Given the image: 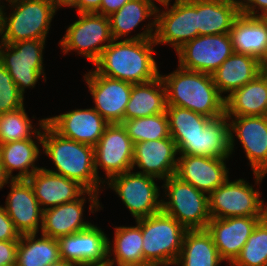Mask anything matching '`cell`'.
Instances as JSON below:
<instances>
[{
  "label": "cell",
  "mask_w": 267,
  "mask_h": 266,
  "mask_svg": "<svg viewBox=\"0 0 267 266\" xmlns=\"http://www.w3.org/2000/svg\"><path fill=\"white\" fill-rule=\"evenodd\" d=\"M146 27V29H145ZM136 35L113 40L93 64L103 76L131 84L146 83L160 76L159 67L153 57L155 18Z\"/></svg>",
  "instance_id": "6da1fadb"
},
{
  "label": "cell",
  "mask_w": 267,
  "mask_h": 266,
  "mask_svg": "<svg viewBox=\"0 0 267 266\" xmlns=\"http://www.w3.org/2000/svg\"><path fill=\"white\" fill-rule=\"evenodd\" d=\"M160 77L167 105L189 109L211 119L225 114V96L219 93L211 74L178 66L172 73L160 74Z\"/></svg>",
  "instance_id": "7a4b0ae2"
},
{
  "label": "cell",
  "mask_w": 267,
  "mask_h": 266,
  "mask_svg": "<svg viewBox=\"0 0 267 266\" xmlns=\"http://www.w3.org/2000/svg\"><path fill=\"white\" fill-rule=\"evenodd\" d=\"M41 147L56 168L46 170L75 180L86 190L99 193L100 184L105 187L104 179L96 174L94 147L60 136L47 123L42 128Z\"/></svg>",
  "instance_id": "3957f363"
},
{
  "label": "cell",
  "mask_w": 267,
  "mask_h": 266,
  "mask_svg": "<svg viewBox=\"0 0 267 266\" xmlns=\"http://www.w3.org/2000/svg\"><path fill=\"white\" fill-rule=\"evenodd\" d=\"M143 235V257L149 266L174 265L181 252L187 229L162 211L135 220Z\"/></svg>",
  "instance_id": "277c9868"
},
{
  "label": "cell",
  "mask_w": 267,
  "mask_h": 266,
  "mask_svg": "<svg viewBox=\"0 0 267 266\" xmlns=\"http://www.w3.org/2000/svg\"><path fill=\"white\" fill-rule=\"evenodd\" d=\"M12 8L7 16L3 12L2 43H16L25 40H46L52 18L56 14L49 0H10Z\"/></svg>",
  "instance_id": "5b68a950"
},
{
  "label": "cell",
  "mask_w": 267,
  "mask_h": 266,
  "mask_svg": "<svg viewBox=\"0 0 267 266\" xmlns=\"http://www.w3.org/2000/svg\"><path fill=\"white\" fill-rule=\"evenodd\" d=\"M165 189L161 211L175 218L187 230L206 229L211 220L208 194L172 175L161 186ZM168 199V200H167Z\"/></svg>",
  "instance_id": "8992f818"
},
{
  "label": "cell",
  "mask_w": 267,
  "mask_h": 266,
  "mask_svg": "<svg viewBox=\"0 0 267 266\" xmlns=\"http://www.w3.org/2000/svg\"><path fill=\"white\" fill-rule=\"evenodd\" d=\"M78 15L79 19L69 25L59 45L64 54L72 50L94 64L103 50L113 41L110 21L107 16L97 13H78Z\"/></svg>",
  "instance_id": "52a82bcc"
},
{
  "label": "cell",
  "mask_w": 267,
  "mask_h": 266,
  "mask_svg": "<svg viewBox=\"0 0 267 266\" xmlns=\"http://www.w3.org/2000/svg\"><path fill=\"white\" fill-rule=\"evenodd\" d=\"M229 180L208 195L211 218L267 216V205L258 189L242 178Z\"/></svg>",
  "instance_id": "ba28073f"
},
{
  "label": "cell",
  "mask_w": 267,
  "mask_h": 266,
  "mask_svg": "<svg viewBox=\"0 0 267 266\" xmlns=\"http://www.w3.org/2000/svg\"><path fill=\"white\" fill-rule=\"evenodd\" d=\"M45 41L33 39L12 44L0 42V60L23 96L25 89L34 88L40 77L46 82L43 67Z\"/></svg>",
  "instance_id": "9c48e42d"
},
{
  "label": "cell",
  "mask_w": 267,
  "mask_h": 266,
  "mask_svg": "<svg viewBox=\"0 0 267 266\" xmlns=\"http://www.w3.org/2000/svg\"><path fill=\"white\" fill-rule=\"evenodd\" d=\"M132 171L111 177L105 186L115 191L135 220L161 212L162 199L156 178Z\"/></svg>",
  "instance_id": "30bf717a"
},
{
  "label": "cell",
  "mask_w": 267,
  "mask_h": 266,
  "mask_svg": "<svg viewBox=\"0 0 267 266\" xmlns=\"http://www.w3.org/2000/svg\"><path fill=\"white\" fill-rule=\"evenodd\" d=\"M227 117L231 154L235 148L236 136L246 152V158L255 176V185L258 186L267 174V116Z\"/></svg>",
  "instance_id": "8fae6325"
},
{
  "label": "cell",
  "mask_w": 267,
  "mask_h": 266,
  "mask_svg": "<svg viewBox=\"0 0 267 266\" xmlns=\"http://www.w3.org/2000/svg\"><path fill=\"white\" fill-rule=\"evenodd\" d=\"M165 11L156 9L155 35L156 45L169 44L175 51L198 36L197 0H175Z\"/></svg>",
  "instance_id": "7c38bea8"
},
{
  "label": "cell",
  "mask_w": 267,
  "mask_h": 266,
  "mask_svg": "<svg viewBox=\"0 0 267 266\" xmlns=\"http://www.w3.org/2000/svg\"><path fill=\"white\" fill-rule=\"evenodd\" d=\"M179 66L212 74L234 51L229 33L199 35L176 51Z\"/></svg>",
  "instance_id": "4fadbf2b"
},
{
  "label": "cell",
  "mask_w": 267,
  "mask_h": 266,
  "mask_svg": "<svg viewBox=\"0 0 267 266\" xmlns=\"http://www.w3.org/2000/svg\"><path fill=\"white\" fill-rule=\"evenodd\" d=\"M133 151L134 144L122 124H109L94 146L97 176L98 167L105 171L104 183L115 175L132 170Z\"/></svg>",
  "instance_id": "5bb4252c"
},
{
  "label": "cell",
  "mask_w": 267,
  "mask_h": 266,
  "mask_svg": "<svg viewBox=\"0 0 267 266\" xmlns=\"http://www.w3.org/2000/svg\"><path fill=\"white\" fill-rule=\"evenodd\" d=\"M93 97V108L109 123H121L133 84L100 75L95 69L84 75Z\"/></svg>",
  "instance_id": "9a60e30c"
},
{
  "label": "cell",
  "mask_w": 267,
  "mask_h": 266,
  "mask_svg": "<svg viewBox=\"0 0 267 266\" xmlns=\"http://www.w3.org/2000/svg\"><path fill=\"white\" fill-rule=\"evenodd\" d=\"M85 194L88 198L85 197ZM99 193L86 190L79 198L43 211L41 234L58 239L88 228L92 223L84 221L83 212L86 199L89 200V211H99ZM101 207V208H100Z\"/></svg>",
  "instance_id": "2e32d148"
},
{
  "label": "cell",
  "mask_w": 267,
  "mask_h": 266,
  "mask_svg": "<svg viewBox=\"0 0 267 266\" xmlns=\"http://www.w3.org/2000/svg\"><path fill=\"white\" fill-rule=\"evenodd\" d=\"M101 228L91 224L71 235L59 237L60 258L80 266L106 265L108 237Z\"/></svg>",
  "instance_id": "e0dca14e"
},
{
  "label": "cell",
  "mask_w": 267,
  "mask_h": 266,
  "mask_svg": "<svg viewBox=\"0 0 267 266\" xmlns=\"http://www.w3.org/2000/svg\"><path fill=\"white\" fill-rule=\"evenodd\" d=\"M229 120L224 114L211 119L195 136H170L176 143L178 154L229 158Z\"/></svg>",
  "instance_id": "ac0fdd59"
},
{
  "label": "cell",
  "mask_w": 267,
  "mask_h": 266,
  "mask_svg": "<svg viewBox=\"0 0 267 266\" xmlns=\"http://www.w3.org/2000/svg\"><path fill=\"white\" fill-rule=\"evenodd\" d=\"M265 217L211 218L206 229L211 234L220 257L231 264L239 255L257 224Z\"/></svg>",
  "instance_id": "d6986e66"
},
{
  "label": "cell",
  "mask_w": 267,
  "mask_h": 266,
  "mask_svg": "<svg viewBox=\"0 0 267 266\" xmlns=\"http://www.w3.org/2000/svg\"><path fill=\"white\" fill-rule=\"evenodd\" d=\"M5 210L20 235L37 234L42 228L43 210L26 179H12Z\"/></svg>",
  "instance_id": "ffe728a7"
},
{
  "label": "cell",
  "mask_w": 267,
  "mask_h": 266,
  "mask_svg": "<svg viewBox=\"0 0 267 266\" xmlns=\"http://www.w3.org/2000/svg\"><path fill=\"white\" fill-rule=\"evenodd\" d=\"M46 123L60 136L92 147L109 125L93 107L47 117Z\"/></svg>",
  "instance_id": "44dd1931"
},
{
  "label": "cell",
  "mask_w": 267,
  "mask_h": 266,
  "mask_svg": "<svg viewBox=\"0 0 267 266\" xmlns=\"http://www.w3.org/2000/svg\"><path fill=\"white\" fill-rule=\"evenodd\" d=\"M178 150L171 138L142 141L134 144L132 170L137 166L138 173L149 175L157 180H165L175 175Z\"/></svg>",
  "instance_id": "7402d4cb"
},
{
  "label": "cell",
  "mask_w": 267,
  "mask_h": 266,
  "mask_svg": "<svg viewBox=\"0 0 267 266\" xmlns=\"http://www.w3.org/2000/svg\"><path fill=\"white\" fill-rule=\"evenodd\" d=\"M226 159L180 154L175 176L209 195L229 178Z\"/></svg>",
  "instance_id": "603a6c76"
},
{
  "label": "cell",
  "mask_w": 267,
  "mask_h": 266,
  "mask_svg": "<svg viewBox=\"0 0 267 266\" xmlns=\"http://www.w3.org/2000/svg\"><path fill=\"white\" fill-rule=\"evenodd\" d=\"M26 180L43 211L72 202L86 191L77 181L48 171L45 167H41Z\"/></svg>",
  "instance_id": "cb8c5ba5"
},
{
  "label": "cell",
  "mask_w": 267,
  "mask_h": 266,
  "mask_svg": "<svg viewBox=\"0 0 267 266\" xmlns=\"http://www.w3.org/2000/svg\"><path fill=\"white\" fill-rule=\"evenodd\" d=\"M235 53L249 55L257 60L267 47V17L240 14L229 31Z\"/></svg>",
  "instance_id": "d4e9b609"
},
{
  "label": "cell",
  "mask_w": 267,
  "mask_h": 266,
  "mask_svg": "<svg viewBox=\"0 0 267 266\" xmlns=\"http://www.w3.org/2000/svg\"><path fill=\"white\" fill-rule=\"evenodd\" d=\"M226 116H267V75L258 74L225 96Z\"/></svg>",
  "instance_id": "484cf974"
},
{
  "label": "cell",
  "mask_w": 267,
  "mask_h": 266,
  "mask_svg": "<svg viewBox=\"0 0 267 266\" xmlns=\"http://www.w3.org/2000/svg\"><path fill=\"white\" fill-rule=\"evenodd\" d=\"M239 14V0H197L198 36L229 33Z\"/></svg>",
  "instance_id": "4316f807"
},
{
  "label": "cell",
  "mask_w": 267,
  "mask_h": 266,
  "mask_svg": "<svg viewBox=\"0 0 267 266\" xmlns=\"http://www.w3.org/2000/svg\"><path fill=\"white\" fill-rule=\"evenodd\" d=\"M258 74L260 73L256 58L234 52L211 75L219 93L221 95L229 93L228 95H230L253 80Z\"/></svg>",
  "instance_id": "83f0119b"
},
{
  "label": "cell",
  "mask_w": 267,
  "mask_h": 266,
  "mask_svg": "<svg viewBox=\"0 0 267 266\" xmlns=\"http://www.w3.org/2000/svg\"><path fill=\"white\" fill-rule=\"evenodd\" d=\"M166 91L161 77L133 84L124 120L153 116L166 112Z\"/></svg>",
  "instance_id": "f1b7e54d"
},
{
  "label": "cell",
  "mask_w": 267,
  "mask_h": 266,
  "mask_svg": "<svg viewBox=\"0 0 267 266\" xmlns=\"http://www.w3.org/2000/svg\"><path fill=\"white\" fill-rule=\"evenodd\" d=\"M34 139L0 143V157L6 174L12 179H28L39 170L35 161L38 160L40 149ZM18 174L13 176V172Z\"/></svg>",
  "instance_id": "f546056e"
},
{
  "label": "cell",
  "mask_w": 267,
  "mask_h": 266,
  "mask_svg": "<svg viewBox=\"0 0 267 266\" xmlns=\"http://www.w3.org/2000/svg\"><path fill=\"white\" fill-rule=\"evenodd\" d=\"M223 261L207 229H195L186 231L174 266H219Z\"/></svg>",
  "instance_id": "4dcf8cb0"
},
{
  "label": "cell",
  "mask_w": 267,
  "mask_h": 266,
  "mask_svg": "<svg viewBox=\"0 0 267 266\" xmlns=\"http://www.w3.org/2000/svg\"><path fill=\"white\" fill-rule=\"evenodd\" d=\"M114 234L113 244L108 238V262L120 265H148L143 257L142 229L137 222L133 227H115ZM112 254L114 258H111Z\"/></svg>",
  "instance_id": "1f68e13d"
},
{
  "label": "cell",
  "mask_w": 267,
  "mask_h": 266,
  "mask_svg": "<svg viewBox=\"0 0 267 266\" xmlns=\"http://www.w3.org/2000/svg\"><path fill=\"white\" fill-rule=\"evenodd\" d=\"M40 236L20 235L15 266H48L61 260L58 240Z\"/></svg>",
  "instance_id": "d6a6232c"
},
{
  "label": "cell",
  "mask_w": 267,
  "mask_h": 266,
  "mask_svg": "<svg viewBox=\"0 0 267 266\" xmlns=\"http://www.w3.org/2000/svg\"><path fill=\"white\" fill-rule=\"evenodd\" d=\"M156 16V8L146 0H129L108 18L113 40L127 37L145 19Z\"/></svg>",
  "instance_id": "836d02e7"
},
{
  "label": "cell",
  "mask_w": 267,
  "mask_h": 266,
  "mask_svg": "<svg viewBox=\"0 0 267 266\" xmlns=\"http://www.w3.org/2000/svg\"><path fill=\"white\" fill-rule=\"evenodd\" d=\"M32 123L24 106L17 110L0 114V143L36 138L38 143L42 144L41 131L46 123V118L39 120L40 129L34 128Z\"/></svg>",
  "instance_id": "e575fe53"
},
{
  "label": "cell",
  "mask_w": 267,
  "mask_h": 266,
  "mask_svg": "<svg viewBox=\"0 0 267 266\" xmlns=\"http://www.w3.org/2000/svg\"><path fill=\"white\" fill-rule=\"evenodd\" d=\"M121 124L133 144L170 137L169 121L166 112L148 117L123 120Z\"/></svg>",
  "instance_id": "d590c367"
},
{
  "label": "cell",
  "mask_w": 267,
  "mask_h": 266,
  "mask_svg": "<svg viewBox=\"0 0 267 266\" xmlns=\"http://www.w3.org/2000/svg\"><path fill=\"white\" fill-rule=\"evenodd\" d=\"M230 266H267V216L257 224Z\"/></svg>",
  "instance_id": "8d00e7d4"
},
{
  "label": "cell",
  "mask_w": 267,
  "mask_h": 266,
  "mask_svg": "<svg viewBox=\"0 0 267 266\" xmlns=\"http://www.w3.org/2000/svg\"><path fill=\"white\" fill-rule=\"evenodd\" d=\"M170 136H195L211 118L189 109L167 105Z\"/></svg>",
  "instance_id": "74e56055"
},
{
  "label": "cell",
  "mask_w": 267,
  "mask_h": 266,
  "mask_svg": "<svg viewBox=\"0 0 267 266\" xmlns=\"http://www.w3.org/2000/svg\"><path fill=\"white\" fill-rule=\"evenodd\" d=\"M23 102L24 96L0 60V114L23 107Z\"/></svg>",
  "instance_id": "f35d334b"
},
{
  "label": "cell",
  "mask_w": 267,
  "mask_h": 266,
  "mask_svg": "<svg viewBox=\"0 0 267 266\" xmlns=\"http://www.w3.org/2000/svg\"><path fill=\"white\" fill-rule=\"evenodd\" d=\"M20 234L14 227L3 205L0 206V241H19Z\"/></svg>",
  "instance_id": "ab89813d"
},
{
  "label": "cell",
  "mask_w": 267,
  "mask_h": 266,
  "mask_svg": "<svg viewBox=\"0 0 267 266\" xmlns=\"http://www.w3.org/2000/svg\"><path fill=\"white\" fill-rule=\"evenodd\" d=\"M19 241H0V265L15 266Z\"/></svg>",
  "instance_id": "60d3db41"
},
{
  "label": "cell",
  "mask_w": 267,
  "mask_h": 266,
  "mask_svg": "<svg viewBox=\"0 0 267 266\" xmlns=\"http://www.w3.org/2000/svg\"><path fill=\"white\" fill-rule=\"evenodd\" d=\"M239 8L245 15L267 17V0H244L239 4Z\"/></svg>",
  "instance_id": "b9f144b4"
},
{
  "label": "cell",
  "mask_w": 267,
  "mask_h": 266,
  "mask_svg": "<svg viewBox=\"0 0 267 266\" xmlns=\"http://www.w3.org/2000/svg\"><path fill=\"white\" fill-rule=\"evenodd\" d=\"M129 0H102L100 10L97 14L109 17L112 13L117 12Z\"/></svg>",
  "instance_id": "7bdbcfd3"
},
{
  "label": "cell",
  "mask_w": 267,
  "mask_h": 266,
  "mask_svg": "<svg viewBox=\"0 0 267 266\" xmlns=\"http://www.w3.org/2000/svg\"><path fill=\"white\" fill-rule=\"evenodd\" d=\"M102 0H78V13H97L100 10Z\"/></svg>",
  "instance_id": "ee69618b"
},
{
  "label": "cell",
  "mask_w": 267,
  "mask_h": 266,
  "mask_svg": "<svg viewBox=\"0 0 267 266\" xmlns=\"http://www.w3.org/2000/svg\"><path fill=\"white\" fill-rule=\"evenodd\" d=\"M53 6V8L55 9V11L57 12V10L59 8L62 7H74L77 9V4H78V0H49Z\"/></svg>",
  "instance_id": "f6af8a7d"
},
{
  "label": "cell",
  "mask_w": 267,
  "mask_h": 266,
  "mask_svg": "<svg viewBox=\"0 0 267 266\" xmlns=\"http://www.w3.org/2000/svg\"><path fill=\"white\" fill-rule=\"evenodd\" d=\"M259 73L267 75V47L262 56L258 59Z\"/></svg>",
  "instance_id": "bcb514c9"
},
{
  "label": "cell",
  "mask_w": 267,
  "mask_h": 266,
  "mask_svg": "<svg viewBox=\"0 0 267 266\" xmlns=\"http://www.w3.org/2000/svg\"><path fill=\"white\" fill-rule=\"evenodd\" d=\"M10 181L11 178L6 174L0 157V189H3L4 185Z\"/></svg>",
  "instance_id": "7dc6e473"
},
{
  "label": "cell",
  "mask_w": 267,
  "mask_h": 266,
  "mask_svg": "<svg viewBox=\"0 0 267 266\" xmlns=\"http://www.w3.org/2000/svg\"><path fill=\"white\" fill-rule=\"evenodd\" d=\"M148 1L151 5H153L156 9H158V6H156L154 1L158 2L161 4L163 7L170 5V0H146ZM172 1V0H171Z\"/></svg>",
  "instance_id": "c3c4849f"
},
{
  "label": "cell",
  "mask_w": 267,
  "mask_h": 266,
  "mask_svg": "<svg viewBox=\"0 0 267 266\" xmlns=\"http://www.w3.org/2000/svg\"><path fill=\"white\" fill-rule=\"evenodd\" d=\"M48 266H80V265L69 262V261L60 260L59 262L50 264Z\"/></svg>",
  "instance_id": "681fc988"
},
{
  "label": "cell",
  "mask_w": 267,
  "mask_h": 266,
  "mask_svg": "<svg viewBox=\"0 0 267 266\" xmlns=\"http://www.w3.org/2000/svg\"><path fill=\"white\" fill-rule=\"evenodd\" d=\"M4 8H6L5 5H1V2H0V36L2 34V29H3V12H4Z\"/></svg>",
  "instance_id": "f907efd6"
},
{
  "label": "cell",
  "mask_w": 267,
  "mask_h": 266,
  "mask_svg": "<svg viewBox=\"0 0 267 266\" xmlns=\"http://www.w3.org/2000/svg\"><path fill=\"white\" fill-rule=\"evenodd\" d=\"M113 265H117V266H149V265H120V264H113L111 262H107L105 266H113Z\"/></svg>",
  "instance_id": "816d5d0a"
},
{
  "label": "cell",
  "mask_w": 267,
  "mask_h": 266,
  "mask_svg": "<svg viewBox=\"0 0 267 266\" xmlns=\"http://www.w3.org/2000/svg\"><path fill=\"white\" fill-rule=\"evenodd\" d=\"M86 266H105V265H86Z\"/></svg>",
  "instance_id": "f5cc1de1"
}]
</instances>
